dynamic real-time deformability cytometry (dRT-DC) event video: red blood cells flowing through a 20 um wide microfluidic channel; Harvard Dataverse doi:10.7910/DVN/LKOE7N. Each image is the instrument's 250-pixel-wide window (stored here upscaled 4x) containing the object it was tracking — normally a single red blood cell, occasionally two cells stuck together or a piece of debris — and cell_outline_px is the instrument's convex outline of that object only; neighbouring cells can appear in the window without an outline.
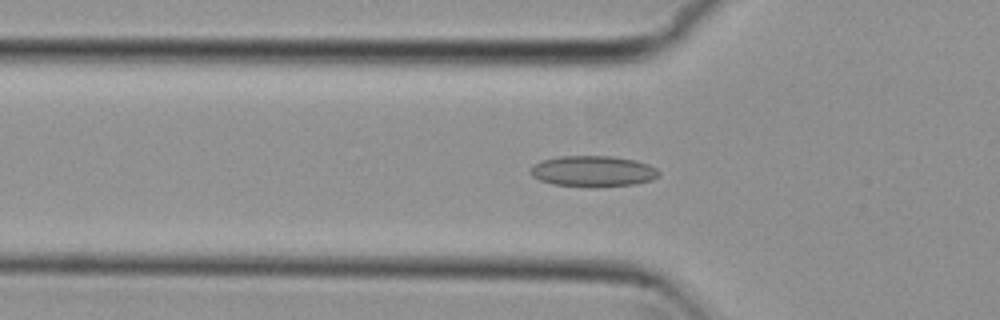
{"species": "common noctule bat (a hibernating species)", "species_latin": "Nyctalus noctula", "temperature_condition": "cold", "stored_images_in_passage": 50, "camera_frame_rate_fps": 3000, "um_per_image_px": 0.085, "animal": {"sex": "female", "body_mass_g": 29.2, "forearm_length_mm": 56.3}, "frame": {"image": 1, "passage_image": 18, "time_ms": 5.667, "image_size_px": [1000, 320], "cell_outline_px": [[660, 176], [652, 180], [636, 184], [596, 188], [592, 188], [552, 184], [540, 180], [532, 176], [528, 172], [528, 168], [532, 164], [540, 160], [560, 156], [612, 156], [636, 160], [648, 164], [656, 168], [660, 172]], "centroid_in_image_um": [50.38, 14.57], "position_along_channel_um": 75.4, "area_um2": 23.81}}
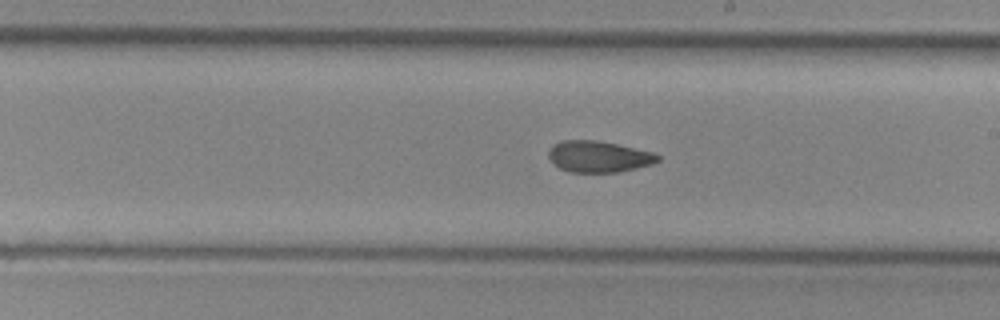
{"frame": {"image": 2, "passage_image": 31, "time_ms": 10.0, "image_size_px": [1000, 320], "cell_outline_px": [[660, 160], [652, 164], [620, 172], [568, 172], [560, 168], [548, 156], [548, 152], [552, 144], [560, 140], [596, 140], [616, 144], [652, 152], [660, 156]], "centroid_in_image_um": [50.87, 13.31], "position_along_channel_um": 238.1, "area_um2": 19.88}}
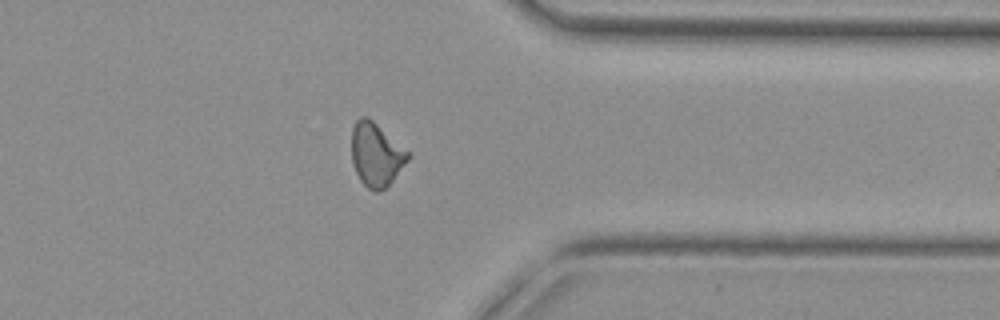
{"frame": {"image": 3, "passage_image": 43, "time_ms": 14.0, "image_size_px": [1000, 320], "cell_outline_px": [[412, 156], [392, 180], [380, 192], [376, 192], [368, 188], [360, 180], [352, 164], [352, 128], [356, 120], [360, 116], [368, 116], [408, 152]], "centroid_in_image_um": [31.95, 13.13], "position_along_channel_um": 379.5, "area_um2": 20.63}, "authors_computed_cell_mechanics": {"area_um2": 21.0103, "velocity_mm_per_s": 3.7453, "shape_relaxation_time_tau1_ms": null, "shape_relaxation_time_tau2_ms": 4.5975, "deformation_change_tau1": null, "deformation_change_tau2": 0.1175}}